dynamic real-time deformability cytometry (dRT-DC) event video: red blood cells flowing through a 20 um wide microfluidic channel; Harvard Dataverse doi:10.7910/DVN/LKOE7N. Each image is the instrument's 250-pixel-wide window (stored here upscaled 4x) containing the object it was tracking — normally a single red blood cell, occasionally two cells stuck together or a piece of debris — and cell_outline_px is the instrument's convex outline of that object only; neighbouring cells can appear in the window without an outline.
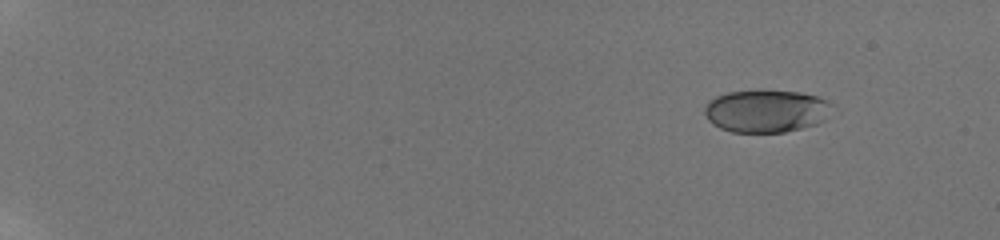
{"species": "human", "species_latin": "Homo sapiens", "temperature_condition": "room temperature", "stored_images_in_passage": 26, "camera_frame_rate_fps": 3000, "um_per_image_px": 0.085, "donor": {"sex": "male"}, "frame": {"image": 1, "passage_image": 5, "time_ms": 1.333, "image_size_px": [1000, 240], "cell_outline_px": [[832, 112], [824, 120], [816, 124], [784, 132], [732, 132], [720, 128], [712, 124], [708, 120], [704, 112], [704, 104], [708, 100], [716, 96], [728, 92], [760, 88], [800, 92], [820, 96], [828, 100], [832, 104]], "centroid_in_image_um": [65.12, 9.4], "position_along_channel_um": 19.9, "area_um2": 32.6}}
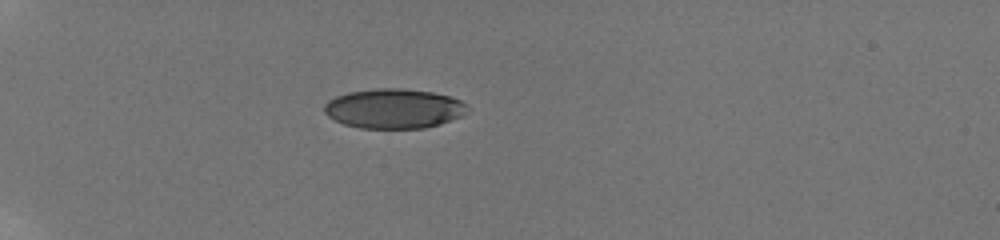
{"frame": {"image": 2, "passage_image": 17, "time_ms": 5.333, "image_size_px": [1000, 240], "cell_outline_px": [[468, 104], [464, 112], [460, 116], [440, 124], [424, 128], [360, 128], [344, 124], [328, 116], [324, 112], [324, 104], [328, 100], [336, 96], [348, 92], [376, 88], [400, 88], [432, 92], [448, 96], [460, 100]], "centroid_in_image_um": [33.44, 9.22], "position_along_channel_um": 51.6, "area_um2": 32.95}}
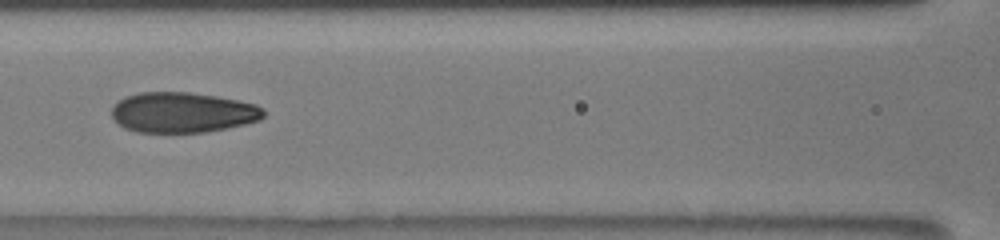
{"frame": {"image": 3, "passage_image": 24, "time_ms": 7.667, "image_size_px": [1000, 240], "cell_outline_px": [[264, 116], [260, 120], [228, 128], [204, 132], [136, 132], [124, 128], [112, 116], [112, 104], [124, 96], [140, 92], [188, 92], [216, 96], [240, 100], [256, 104], [264, 108]], "centroid_in_image_um": [15.52, 9.55], "position_along_channel_um": 151.1, "area_um2": 35.95}}